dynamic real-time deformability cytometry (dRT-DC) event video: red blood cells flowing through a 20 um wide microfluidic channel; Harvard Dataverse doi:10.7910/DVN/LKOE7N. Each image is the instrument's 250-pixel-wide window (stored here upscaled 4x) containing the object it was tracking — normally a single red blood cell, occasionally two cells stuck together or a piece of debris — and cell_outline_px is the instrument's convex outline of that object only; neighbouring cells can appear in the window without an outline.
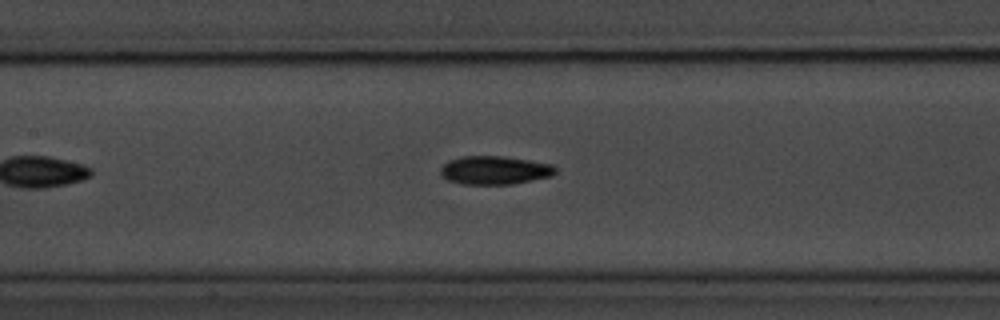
{"species": "common noctule bat (a hibernating species)", "species_latin": "Nyctalus noctula", "temperature_condition": "room temperature", "stored_images_in_passage": 35, "camera_frame_rate_fps": 3000, "um_per_image_px": 0.085, "animal": {"sex": "male", "body_mass_g": 20.1, "forearm_length_mm": 53.5}, "frame": {"image": 1, "passage_image": 16, "time_ms": 5.0, "image_size_px": [1000, 320], "cell_outline_px": [[556, 172], [552, 176], [512, 184], [460, 184], [448, 180], [440, 176], [440, 168], [448, 160], [460, 156], [504, 156], [552, 164], [556, 168]], "centroid_in_image_um": [42.01, 14.46], "position_along_channel_um": 165.4, "area_um2": 19.19}}